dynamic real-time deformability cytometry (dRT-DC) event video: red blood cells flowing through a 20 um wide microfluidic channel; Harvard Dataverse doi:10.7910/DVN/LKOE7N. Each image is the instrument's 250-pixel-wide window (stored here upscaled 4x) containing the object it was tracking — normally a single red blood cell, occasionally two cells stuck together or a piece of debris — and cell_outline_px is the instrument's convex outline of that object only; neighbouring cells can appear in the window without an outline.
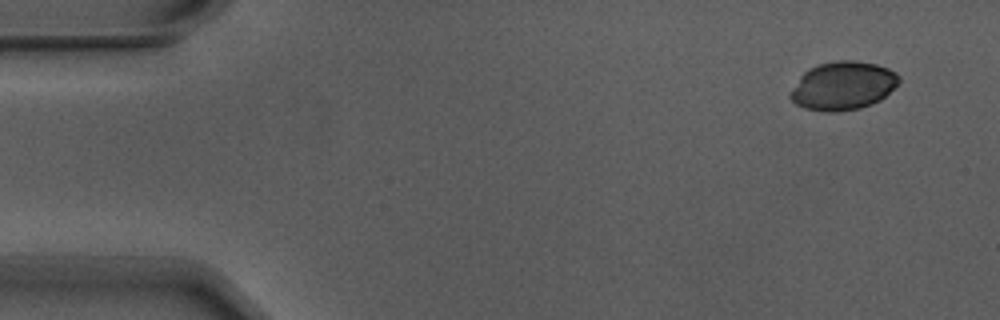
{"species": "Egyptian fruit bat (a non-hibernating species)", "species_latin": "Rousettus aegyptiacus", "temperature_condition": "warm", "stored_images_in_passage": 5, "camera_frame_rate_fps": 3000, "um_per_image_px": 0.085, "animal": {"sex": "male"}, "frame": {"image": 1, "passage_image": 1, "time_ms": 0.0, "image_size_px": [1000, 320], "cell_outline_px": [[900, 80], [880, 100], [872, 104], [860, 108], [836, 112], [824, 112], [804, 108], [796, 104], [788, 96], [800, 76], [808, 68], [816, 64], [836, 60], [852, 60], [876, 64], [888, 68], [896, 72], [900, 76]], "centroid_in_image_um": [71.63, 7.28], "position_along_channel_um": 13.4, "area_um2": 30.69}}
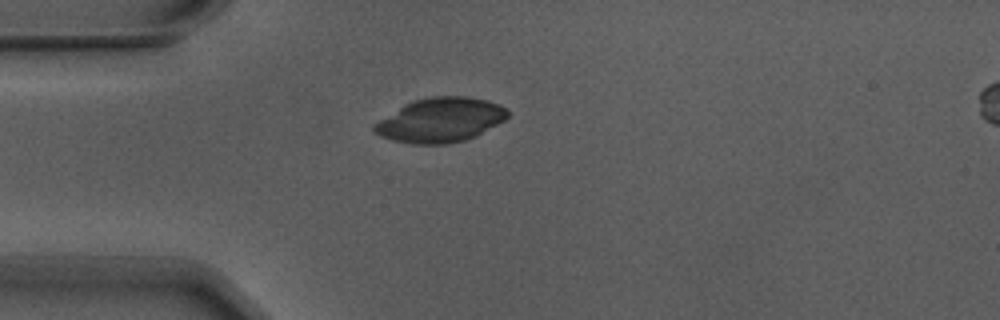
{"frame": {"image": 2, "passage_image": 4, "time_ms": 1.0, "image_size_px": [1000, 320], "cell_outline_px": [[508, 116], [504, 120], [476, 136], [464, 140], [444, 144], [412, 144], [392, 140], [380, 136], [372, 128], [372, 124], [404, 104], [412, 100], [432, 96], [464, 96], [488, 100], [500, 104], [508, 112]], "centroid_in_image_um": [37.41, 10.2], "position_along_channel_um": 47.6, "area_um2": 34.51}}